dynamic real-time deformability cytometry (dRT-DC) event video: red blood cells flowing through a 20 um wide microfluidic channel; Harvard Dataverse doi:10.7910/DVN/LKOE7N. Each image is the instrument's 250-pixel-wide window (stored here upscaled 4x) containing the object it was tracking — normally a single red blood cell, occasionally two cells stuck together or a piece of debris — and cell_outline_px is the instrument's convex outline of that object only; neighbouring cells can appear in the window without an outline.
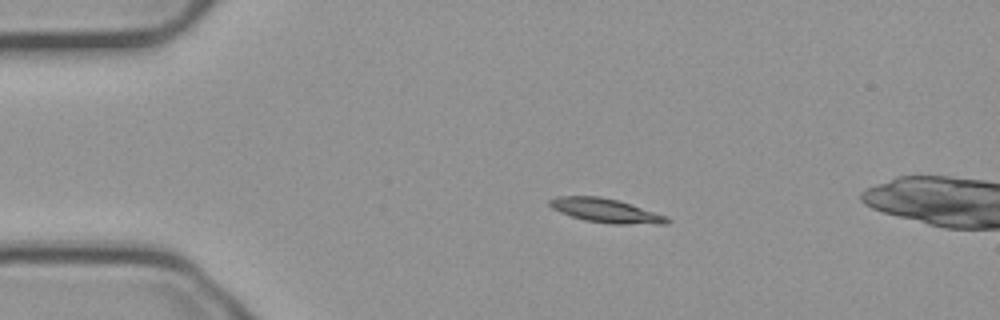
{"species": "common noctule bat (a hibernating species)", "species_latin": "Nyctalus noctula", "temperature_condition": "cold", "stored_images_in_passage": 46, "camera_frame_rate_fps": 3000, "um_per_image_px": 0.085, "animal": {"sex": "male", "body_mass_g": 23.1, "forearm_length_mm": 52.7}, "frame": {"image": 1, "passage_image": 1, "time_ms": 0.0, "image_size_px": [1000, 320], "cell_outline_px": [[672, 220], [668, 224], [612, 224], [584, 220], [560, 212], [552, 208], [548, 204], [548, 200], [556, 196], [600, 196], [616, 200], [668, 216]], "centroid_in_image_um": [51.5, 17.91], "position_along_channel_um": 33.5, "area_um2": 16.42}}
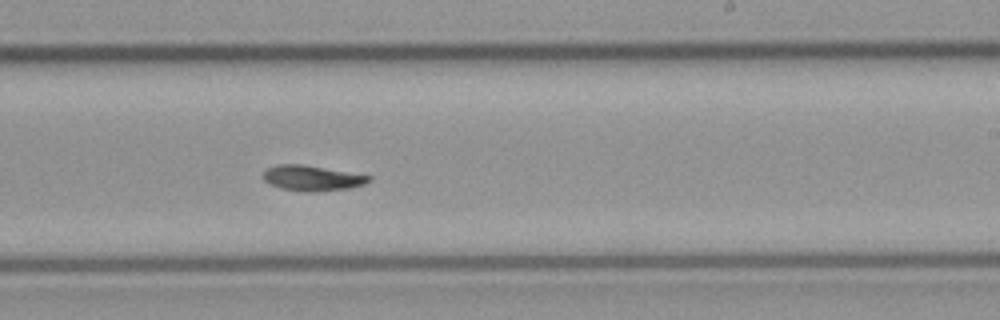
{"frame": {"image": 2, "passage_image": 23, "time_ms": 7.333, "image_size_px": [1000, 320], "cell_outline_px": [[372, 180], [364, 184], [348, 188], [316, 192], [304, 192], [280, 188], [268, 184], [260, 176], [268, 168], [280, 164], [300, 164], [372, 176]], "centroid_in_image_um": [26.49, 15.15], "position_along_channel_um": 262.5, "area_um2": 15.61}}
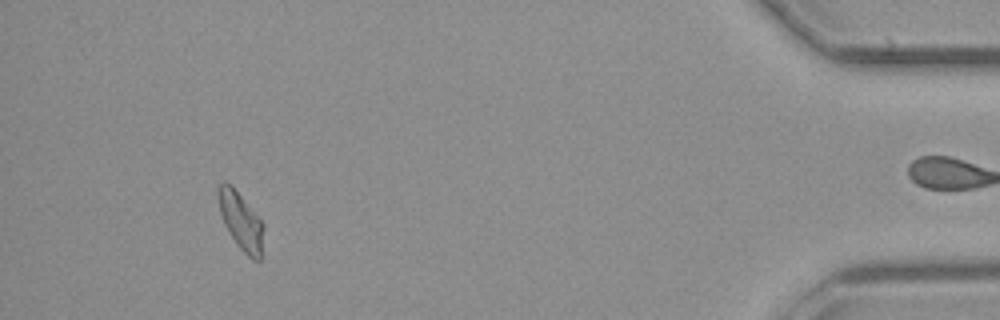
{"frame": {"image": 3, "passage_image": 41, "time_ms": 13.333, "image_size_px": [1000, 320], "cell_outline_px": [[264, 228], [260, 260], [252, 260], [236, 244], [228, 232], [224, 224], [220, 212], [216, 192], [216, 188], [224, 180], [232, 184], [264, 224]], "centroid_in_image_um": [20.44, 18.74], "position_along_channel_um": 414.8, "area_um2": 15.37}, "authors_computed_cell_mechanics": {"area_um2": 15.5193, "velocity_mm_per_s": 3.7249, "shape_relaxation_time_tau1_ms": 9.8487, "shape_relaxation_time_tau2_ms": null, "deformation_change_tau1": 0.2276, "deformation_change_tau2": null}}